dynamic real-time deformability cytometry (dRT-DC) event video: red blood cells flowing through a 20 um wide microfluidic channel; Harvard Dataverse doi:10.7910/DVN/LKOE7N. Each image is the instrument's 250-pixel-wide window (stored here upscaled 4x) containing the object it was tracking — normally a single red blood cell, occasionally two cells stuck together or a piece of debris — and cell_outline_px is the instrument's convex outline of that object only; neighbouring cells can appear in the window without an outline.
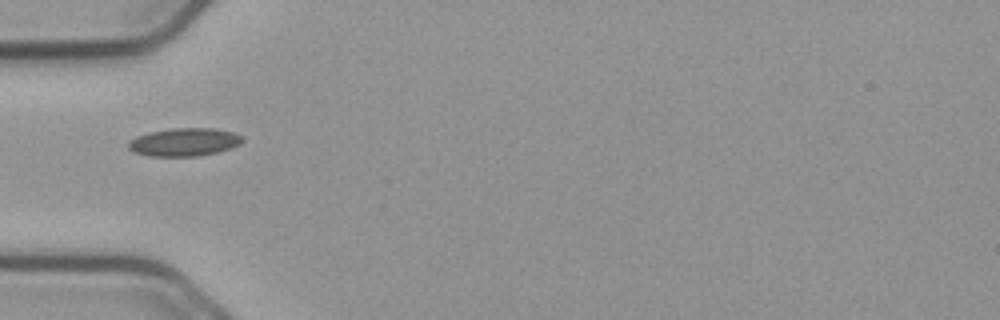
{"species": "common noctule bat (a hibernating species)", "species_latin": "Nyctalus noctula", "temperature_condition": "cold", "stored_images_in_passage": 35, "camera_frame_rate_fps": 3000, "um_per_image_px": 0.085, "animal": {"sex": "male", "body_mass_g": 23.1, "forearm_length_mm": 52.7}, "frame": {"image": 1, "passage_image": 1, "time_ms": 0.0, "image_size_px": [1000, 320], "cell_outline_px": [[244, 140], [240, 144], [232, 148], [216, 152], [196, 156], [148, 156], [132, 152], [128, 148], [128, 140], [136, 136], [148, 132], [172, 128], [212, 128], [232, 132], [244, 136]], "centroid_in_image_um": [15.64, 12.07], "position_along_channel_um": 69.4, "area_um2": 18.84}}
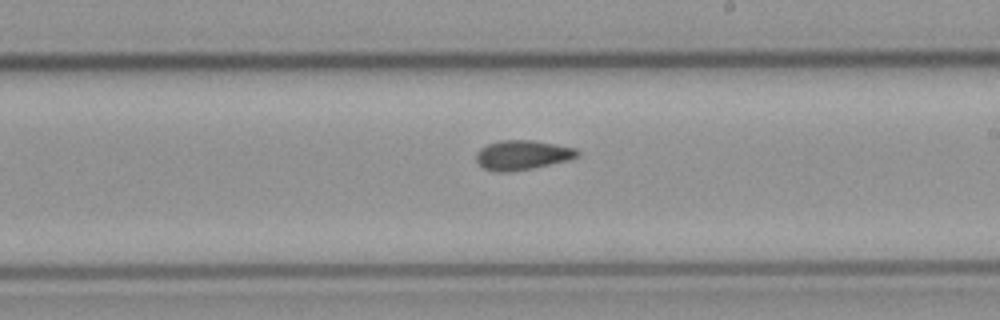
{"frame": {"image": 2, "passage_image": 15, "time_ms": 4.667, "image_size_px": [1000, 320], "cell_outline_px": [[580, 156], [568, 160], [532, 168], [508, 172], [496, 172], [484, 168], [476, 160], [476, 152], [480, 148], [488, 144], [500, 140], [532, 140], [556, 144], [576, 148], [580, 152]], "centroid_in_image_um": [44.41, 13.17], "position_along_channel_um": 244.6, "area_um2": 17.46}}
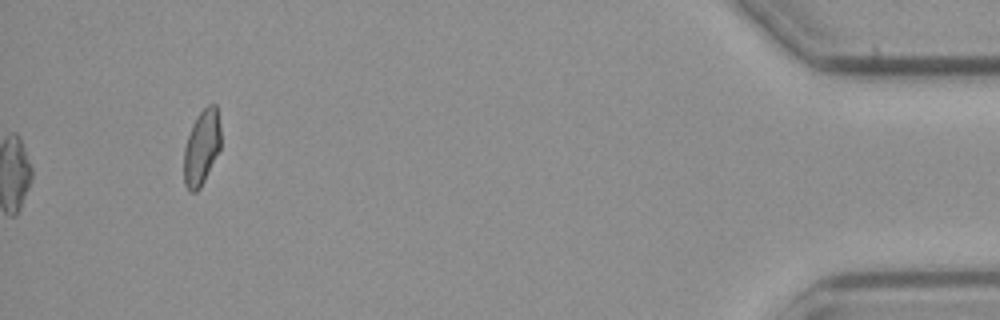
{"frame": {"image": 3, "passage_image": 35, "time_ms": 11.333, "image_size_px": [1000, 320], "cell_outline_px": [[220, 148], [200, 188], [196, 192], [188, 192], [184, 184], [184, 148], [192, 124], [200, 112], [208, 104], [216, 104], [220, 128]], "centroid_in_image_um": [17.12, 12.55], "position_along_channel_um": 418.1, "area_um2": 16.01}, "authors_computed_cell_mechanics": {"area_um2": 16.9932, "velocity_mm_per_s": 3.7298, "shape_relaxation_time_tau1_ms": null, "shape_relaxation_time_tau2_ms": 4.2926, "deformation_change_tau1": null, "deformation_change_tau2": 0.08}}